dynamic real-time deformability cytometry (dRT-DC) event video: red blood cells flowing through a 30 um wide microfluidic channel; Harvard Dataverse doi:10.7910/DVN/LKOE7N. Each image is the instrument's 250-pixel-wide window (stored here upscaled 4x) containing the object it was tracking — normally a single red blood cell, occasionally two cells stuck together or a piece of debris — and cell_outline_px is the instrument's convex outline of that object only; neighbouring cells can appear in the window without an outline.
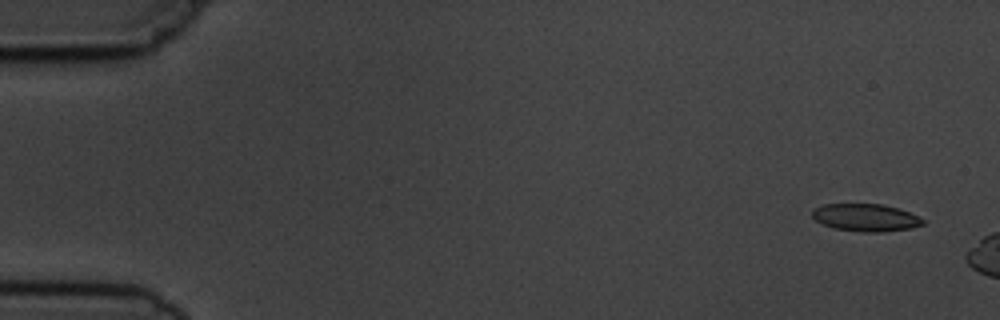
{"species": "common noctule bat (a hibernating species)", "species_latin": "Nyctalus noctula", "temperature_condition": "cold", "stored_images_in_passage": 5, "camera_frame_rate_fps": 3000, "um_per_image_px": 0.085, "animal": {"sex": "male", "body_mass_g": 19.5, "forearm_length_mm": 54.6}, "frame": {"image": 1, "passage_image": 1, "time_ms": 0.0, "image_size_px": [1000, 320], "cell_outline_px": [[924, 224], [912, 228], [884, 232], [860, 232], [832, 228], [816, 220], [812, 216], [812, 208], [824, 204], [884, 204], [900, 208], [924, 220]], "centroid_in_image_um": [73.57, 18.49], "position_along_channel_um": 11.4, "area_um2": 17.86}}